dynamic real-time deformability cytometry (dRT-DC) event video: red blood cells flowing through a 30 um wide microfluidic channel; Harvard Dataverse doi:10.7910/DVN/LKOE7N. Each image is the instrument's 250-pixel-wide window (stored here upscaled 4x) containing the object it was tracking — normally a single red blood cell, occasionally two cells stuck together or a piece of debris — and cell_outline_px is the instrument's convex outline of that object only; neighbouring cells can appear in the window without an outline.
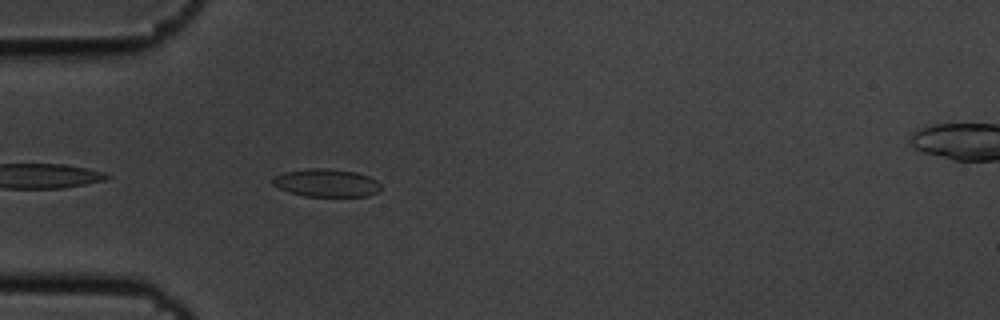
{"species": "common noctule bat (a hibernating species)", "species_latin": "Nyctalus noctula", "temperature_condition": "cold", "stored_images_in_passage": 3, "camera_frame_rate_fps": 3000, "um_per_image_px": 0.085, "animal": {"sex": "male", "body_mass_g": 19.5, "forearm_length_mm": 54.6}, "frame": {"image": 1, "passage_image": 2, "time_ms": 0.333, "image_size_px": [1000, 320], "cell_outline_px": [[380, 192], [368, 196], [304, 196], [288, 192], [272, 184], [272, 176], [284, 172], [308, 168], [328, 168], [356, 172], [368, 176], [376, 180], [380, 184]], "centroid_in_image_um": [27.73, 15.54], "position_along_channel_um": 57.3, "area_um2": 17.74}}